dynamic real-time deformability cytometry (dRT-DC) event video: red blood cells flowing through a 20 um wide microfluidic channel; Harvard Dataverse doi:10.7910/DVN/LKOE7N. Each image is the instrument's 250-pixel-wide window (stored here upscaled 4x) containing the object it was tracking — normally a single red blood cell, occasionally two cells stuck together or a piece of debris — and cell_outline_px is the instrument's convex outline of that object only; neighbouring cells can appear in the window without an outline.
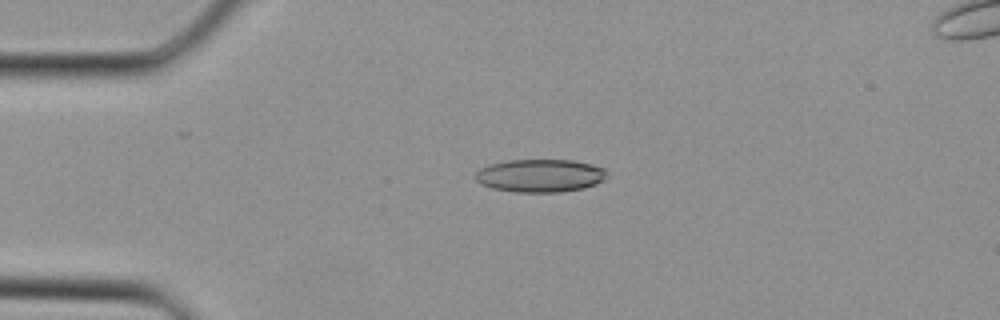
{"species": "Egyptian fruit bat (a non-hibernating species)", "species_latin": "Rousettus aegyptiacus", "temperature_condition": "cold", "stored_images_in_passage": 35, "camera_frame_rate_fps": 3000, "um_per_image_px": 0.085, "animal": {"sex": "female"}, "frame": {"image": 1, "passage_image": 8, "time_ms": 2.333, "image_size_px": [1000, 320], "cell_outline_px": [[608, 176], [604, 180], [596, 184], [584, 188], [560, 192], [516, 192], [492, 188], [480, 184], [476, 180], [476, 172], [480, 168], [488, 164], [508, 160], [572, 160], [592, 164], [604, 168], [608, 172]], "centroid_in_image_um": [45.93, 14.92], "position_along_channel_um": 39.1, "area_um2": 25.49}}
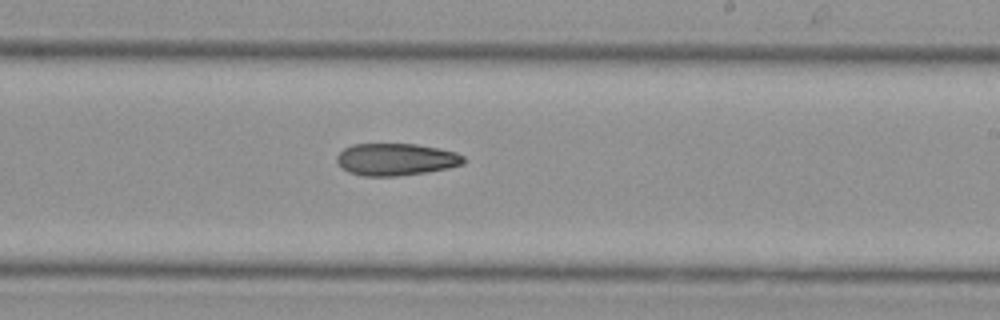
{"frame": {"image": 2, "passage_image": 21, "time_ms": 6.667, "image_size_px": [1000, 320], "cell_outline_px": [[464, 164], [448, 168], [428, 172], [396, 176], [364, 176], [348, 172], [336, 160], [336, 156], [344, 148], [352, 144], [416, 144], [456, 152], [464, 156]], "centroid_in_image_um": [33.66, 13.55], "position_along_channel_um": 255.3, "area_um2": 23.7}}
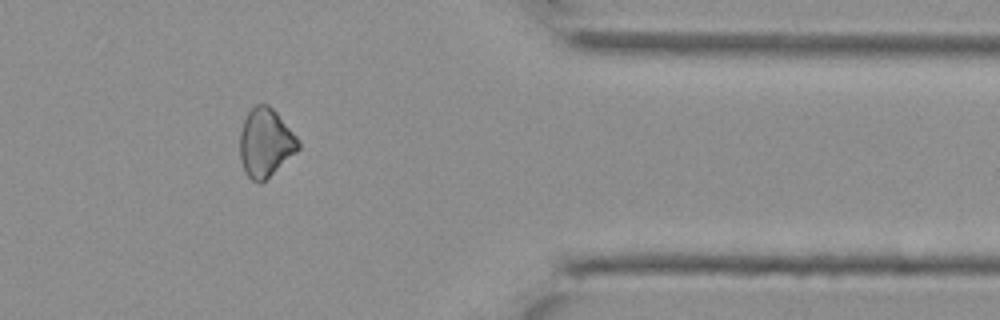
{"frame": {"image": 3, "passage_image": 29, "time_ms": 9.333, "image_size_px": [1000, 320], "cell_outline_px": [[300, 148], [296, 152], [260, 184], [252, 180], [244, 172], [240, 160], [240, 132], [244, 120], [248, 112], [256, 104], [268, 104], [276, 112], [300, 140]], "centroid_in_image_um": [22.56, 12.13], "position_along_channel_um": 388.8, "area_um2": 23.18}}